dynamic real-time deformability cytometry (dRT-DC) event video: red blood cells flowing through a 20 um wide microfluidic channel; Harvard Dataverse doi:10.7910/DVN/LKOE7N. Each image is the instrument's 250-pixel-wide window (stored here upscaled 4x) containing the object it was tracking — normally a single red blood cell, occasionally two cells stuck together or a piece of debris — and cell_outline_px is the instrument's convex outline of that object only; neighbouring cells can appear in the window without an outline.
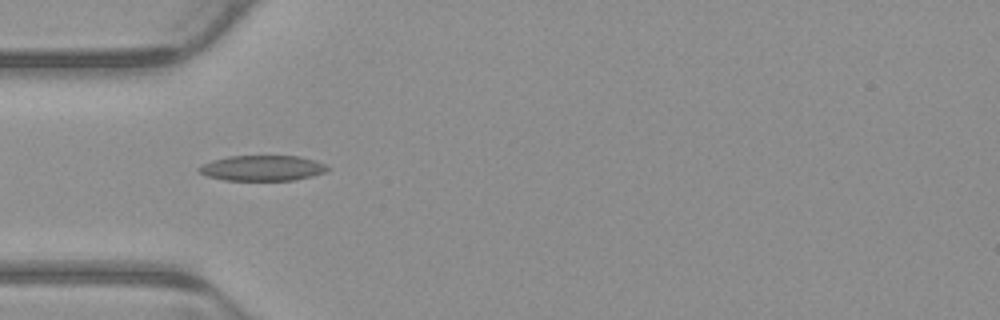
{"species": "common noctule bat (a hibernating species)", "species_latin": "Nyctalus noctula", "temperature_condition": "warm", "stored_images_in_passage": 3, "camera_frame_rate_fps": 3000, "um_per_image_px": 0.085, "animal": {"sex": "male", "body_mass_g": 23.1, "forearm_length_mm": 52.7}, "frame": {"image": 1, "passage_image": 1, "time_ms": 0.0, "image_size_px": [1000, 320], "cell_outline_px": [[328, 168], [324, 172], [312, 176], [292, 180], [224, 180], [208, 176], [200, 172], [196, 168], [212, 160], [228, 156], [300, 156], [316, 160], [324, 164]], "centroid_in_image_um": [22.29, 14.28], "position_along_channel_um": 62.7, "area_um2": 18.9}}
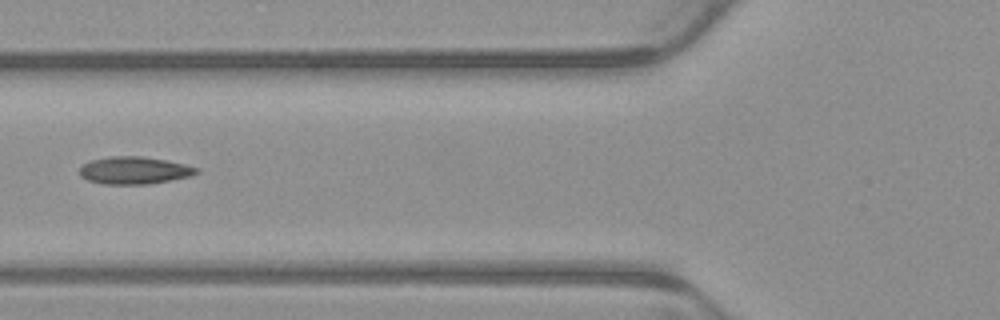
{"frame": {"image": 2, "passage_image": 2, "time_ms": 0.333, "image_size_px": [1000, 320], "cell_outline_px": [[200, 172], [192, 176], [148, 184], [104, 184], [88, 180], [80, 176], [80, 168], [84, 164], [92, 160], [112, 156], [140, 156], [164, 160], [184, 164], [200, 168]], "centroid_in_image_um": [11.44, 14.49], "position_along_channel_um": 114.4, "area_um2": 18.55}}
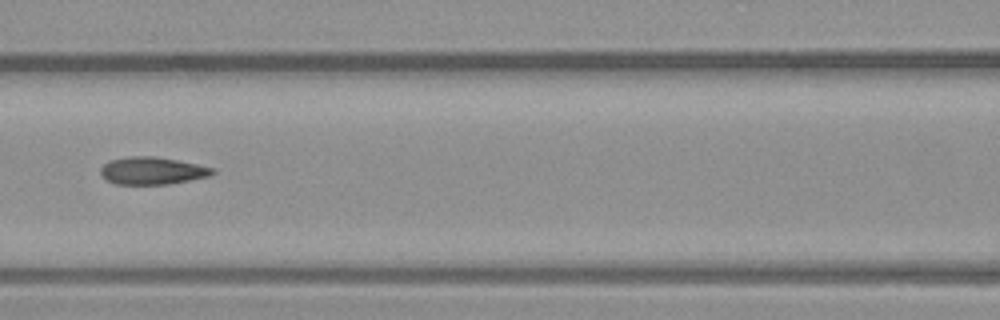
{"frame": {"image": 3, "passage_image": 3, "time_ms": 0.667, "image_size_px": [1000, 320], "cell_outline_px": [[216, 172], [208, 176], [168, 184], [116, 184], [104, 180], [100, 176], [100, 168], [108, 160], [132, 156], [152, 156], [176, 160], [216, 168]], "centroid_in_image_um": [12.89, 14.51], "position_along_channel_um": 153.7, "area_um2": 17.92}}